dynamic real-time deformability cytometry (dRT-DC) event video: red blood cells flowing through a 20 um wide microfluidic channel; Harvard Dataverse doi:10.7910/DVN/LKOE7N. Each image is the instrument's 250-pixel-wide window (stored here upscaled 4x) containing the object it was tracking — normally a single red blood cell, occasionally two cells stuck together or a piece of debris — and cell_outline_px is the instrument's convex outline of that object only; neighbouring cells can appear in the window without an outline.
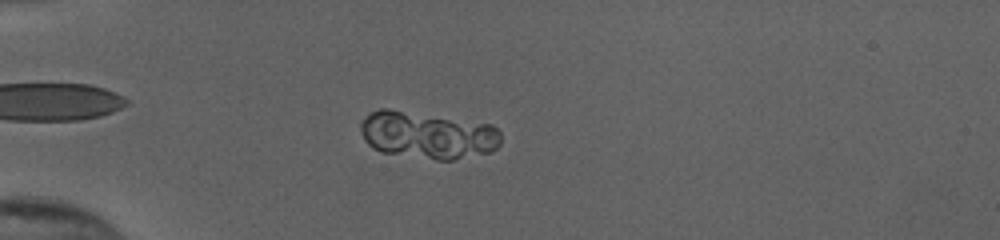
{"species": "human", "species_latin": "Homo sapiens", "temperature_condition": "cold", "stored_images_in_passage": 51, "camera_frame_rate_fps": 3000, "um_per_image_px": 0.085, "donor": {"sex": "female"}, "frame": {"image": 1, "passage_image": 14, "time_ms": 4.333, "image_size_px": [1000, 240], "cell_outline_px": [[500, 144], [492, 152], [452, 160], [436, 160], [380, 152], [372, 148], [364, 140], [360, 128], [360, 120], [368, 112], [380, 108], [388, 108], [492, 124], [500, 132]], "centroid_in_image_um": [36.31, 11.48], "position_along_channel_um": 48.7, "area_um2": 39.07}}
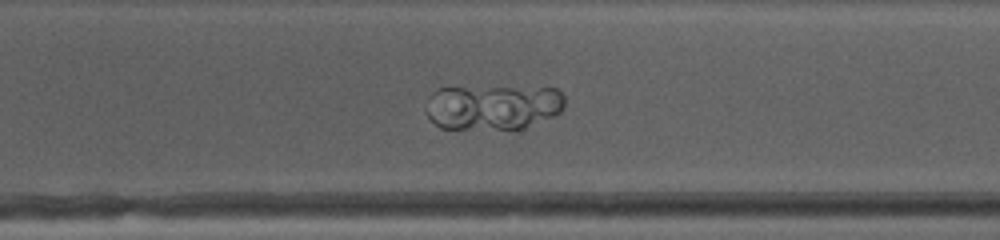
{"frame": {"image": 2, "passage_image": 38, "time_ms": 12.333, "image_size_px": [1000, 240], "cell_outline_px": [[564, 108], [560, 112], [552, 116], [524, 128], [440, 128], [424, 112], [428, 96], [432, 92], [440, 88], [556, 88], [564, 96]], "centroid_in_image_um": [41.87, 9.1], "position_along_channel_um": 328.7, "area_um2": 36.01}}
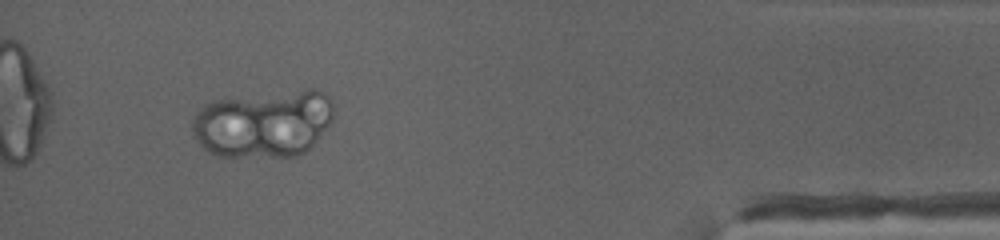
{"frame": {"image": 3, "passage_image": 48, "time_ms": 15.667, "image_size_px": [1000, 240], "cell_outline_px": [[332, 120], [320, 136], [304, 152], [296, 156], [216, 156], [208, 152], [196, 140], [192, 132], [192, 120], [196, 112], [208, 104], [216, 100], [308, 88], [316, 88], [324, 92], [328, 96], [332, 104]], "centroid_in_image_um": [22.4, 10.5], "position_along_channel_um": 412.8, "area_um2": 55.31}}